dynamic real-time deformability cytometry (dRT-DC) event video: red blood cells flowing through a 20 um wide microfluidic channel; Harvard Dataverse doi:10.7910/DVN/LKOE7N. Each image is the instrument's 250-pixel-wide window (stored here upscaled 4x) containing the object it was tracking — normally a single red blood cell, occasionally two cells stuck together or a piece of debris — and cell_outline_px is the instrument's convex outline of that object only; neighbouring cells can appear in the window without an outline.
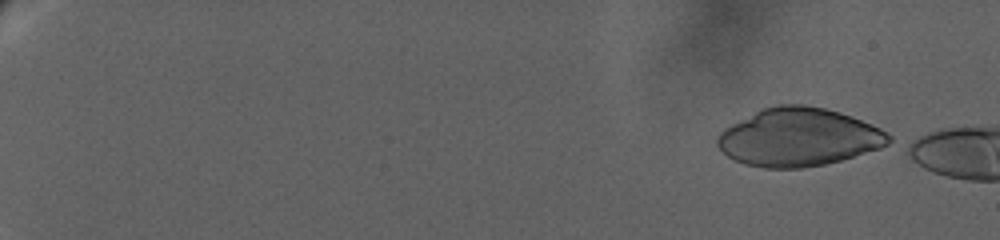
{"species": "human", "species_latin": "Homo sapiens", "temperature_condition": "warm", "stored_images_in_passage": 10, "camera_frame_rate_fps": 3000, "um_per_image_px": 0.085, "donor": {"sex": "female"}, "frame": {"image": 1, "passage_image": 1, "time_ms": 0.0, "image_size_px": [1000, 240], "cell_outline_px": [[892, 140], [888, 144], [880, 148], [840, 160], [824, 164], [800, 168], [764, 168], [744, 164], [728, 156], [716, 144], [716, 136], [724, 128], [764, 108], [776, 104], [804, 104], [824, 108], [852, 116], [872, 124], [880, 128], [892, 136]], "centroid_in_image_um": [67.89, 11.66], "position_along_channel_um": 17.1, "area_um2": 57.74}}